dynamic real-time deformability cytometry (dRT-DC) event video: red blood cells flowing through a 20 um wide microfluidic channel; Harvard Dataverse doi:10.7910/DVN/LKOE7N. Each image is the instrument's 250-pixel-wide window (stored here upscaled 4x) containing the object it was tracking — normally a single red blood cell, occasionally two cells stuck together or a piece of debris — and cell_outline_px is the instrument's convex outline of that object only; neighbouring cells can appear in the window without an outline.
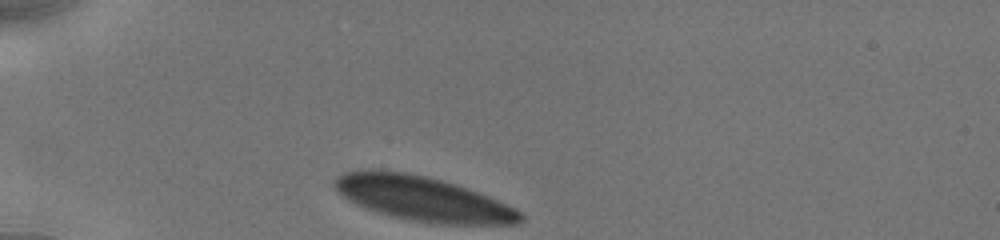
{"species": "human", "species_latin": "Homo sapiens", "temperature_condition": "cold", "stored_images_in_passage": 4, "camera_frame_rate_fps": 3000, "um_per_image_px": 0.085, "donor": {"sex": "male"}, "frame": {"image": 1, "passage_image": 1, "time_ms": 0.0, "image_size_px": [1000, 240], "cell_outline_px": [[524, 220], [520, 224], [432, 224], [404, 220], [388, 216], [364, 208], [348, 200], [332, 184], [336, 176], [344, 172], [404, 172], [428, 176], [456, 184], [488, 196], [516, 208], [524, 216]], "centroid_in_image_um": [35.99, 16.93], "position_along_channel_um": 49.0, "area_um2": 48.03}}